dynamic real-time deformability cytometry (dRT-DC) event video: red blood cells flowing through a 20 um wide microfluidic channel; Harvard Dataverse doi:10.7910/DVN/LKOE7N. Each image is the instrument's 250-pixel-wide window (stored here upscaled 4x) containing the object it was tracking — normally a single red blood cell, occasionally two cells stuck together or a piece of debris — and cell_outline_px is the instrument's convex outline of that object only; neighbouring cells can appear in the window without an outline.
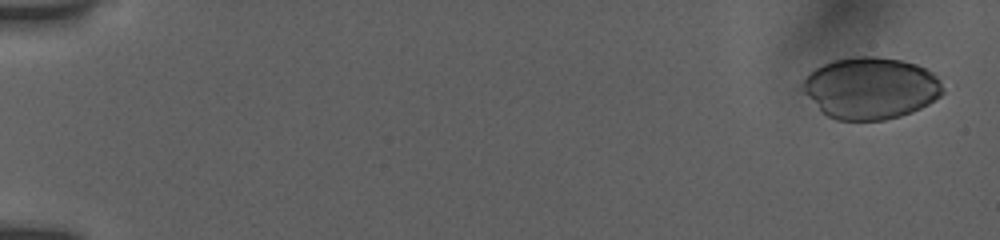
{"species": "human", "species_latin": "Homo sapiens", "temperature_condition": "room temperature", "stored_images_in_passage": 11, "camera_frame_rate_fps": 3000, "um_per_image_px": 0.085, "donor": {"sex": "female"}, "frame": {"image": 1, "passage_image": 1, "time_ms": 0.0, "image_size_px": [1000, 240], "cell_outline_px": [[944, 92], [940, 96], [928, 104], [912, 112], [900, 116], [884, 120], [836, 120], [820, 112], [796, 88], [816, 68], [832, 60], [856, 56], [876, 56], [900, 60], [916, 64], [932, 72], [940, 80], [944, 88]], "centroid_in_image_um": [73.95, 7.5], "position_along_channel_um": 11.1, "area_um2": 51.04}}
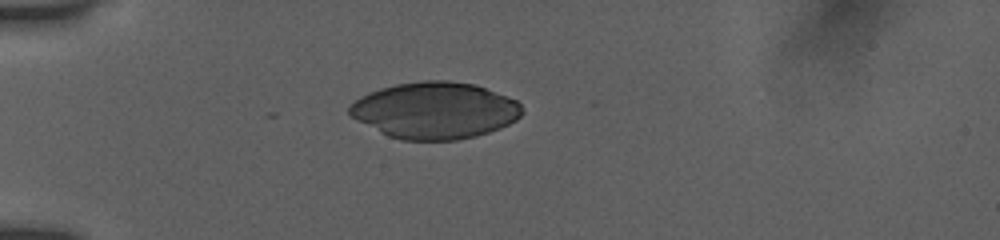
{"frame": {"image": 2, "passage_image": 7, "time_ms": 4.667, "image_size_px": [1000, 240], "cell_outline_px": [[524, 112], [516, 120], [500, 128], [476, 136], [456, 140], [404, 140], [388, 136], [356, 120], [348, 112], [348, 108], [360, 96], [368, 92], [380, 88], [396, 84], [420, 80], [448, 80], [476, 84], [516, 100], [520, 104]], "centroid_in_image_um": [36.96, 9.37], "position_along_channel_um": 48.0, "area_um2": 57.05}}